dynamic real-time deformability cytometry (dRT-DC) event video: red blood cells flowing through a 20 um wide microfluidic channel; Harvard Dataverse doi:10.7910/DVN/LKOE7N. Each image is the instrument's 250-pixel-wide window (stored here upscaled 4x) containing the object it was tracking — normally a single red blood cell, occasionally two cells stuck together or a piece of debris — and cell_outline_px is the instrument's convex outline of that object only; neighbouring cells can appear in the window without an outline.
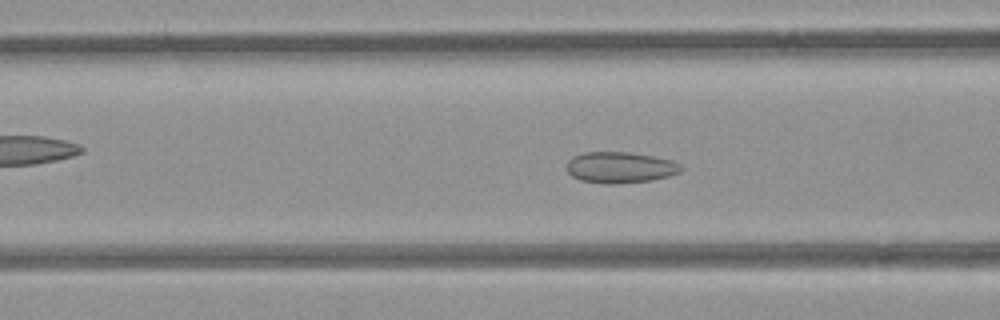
{"species": "common noctule bat (a hibernating species)", "species_latin": "Nyctalus noctula", "temperature_condition": "room temperature", "stored_images_in_passage": 53, "camera_frame_rate_fps": 3000, "um_per_image_px": 0.085, "animal": {"sex": "female", "body_mass_g": 21.9}, "frame": {"image": 1, "passage_image": 20, "time_ms": 6.333, "image_size_px": [1000, 320], "cell_outline_px": [[684, 168], [680, 172], [668, 176], [652, 180], [612, 184], [604, 184], [580, 180], [572, 176], [564, 168], [568, 160], [572, 156], [584, 152], [628, 152], [652, 156], [672, 160], [680, 164]], "centroid_in_image_um": [52.68, 14.23], "position_along_channel_um": 113.9, "area_um2": 20.92}}
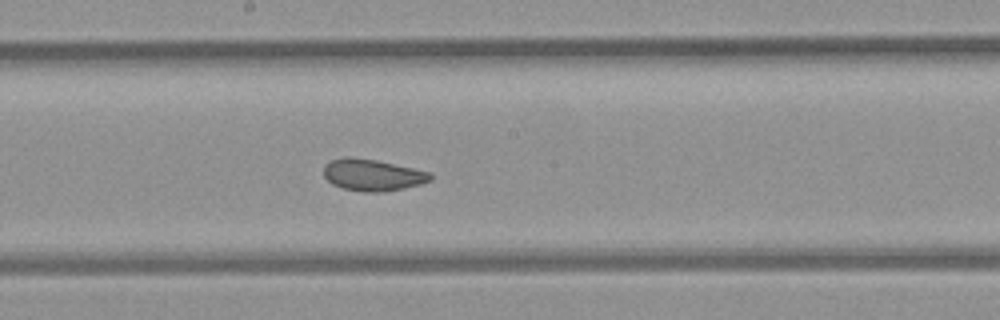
{"frame": {"image": 2, "passage_image": 28, "time_ms": 9.0, "image_size_px": [1000, 320], "cell_outline_px": [[432, 180], [420, 184], [404, 188], [384, 192], [364, 192], [340, 188], [332, 184], [324, 176], [324, 164], [332, 160], [344, 156], [352, 156], [376, 160], [432, 172]], "centroid_in_image_um": [31.66, 14.87], "position_along_channel_um": 216.5, "area_um2": 19.94}}
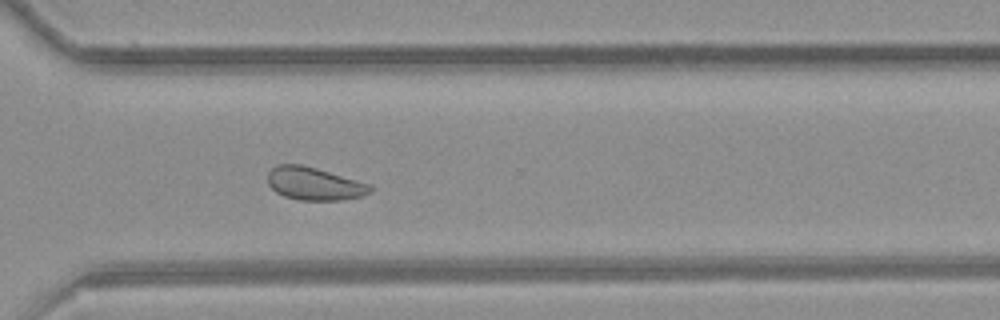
{"frame": {"image": 3, "passage_image": 38, "time_ms": 12.333, "image_size_px": [1000, 320], "cell_outline_px": [[372, 192], [360, 196], [344, 200], [300, 200], [284, 196], [276, 192], [268, 184], [268, 172], [276, 164], [300, 164], [316, 168], [372, 184]], "centroid_in_image_um": [26.72, 15.61], "position_along_channel_um": 343.9, "area_um2": 19.71}, "authors_computed_cell_mechanics": {"area_um2": 20.9236, "velocity_mm_per_s": 3.8337, "shape_relaxation_time_tau1_ms": null, "shape_relaxation_time_tau2_ms": 1.5318, "deformation_change_tau1": null, "deformation_change_tau2": 0.0609}}